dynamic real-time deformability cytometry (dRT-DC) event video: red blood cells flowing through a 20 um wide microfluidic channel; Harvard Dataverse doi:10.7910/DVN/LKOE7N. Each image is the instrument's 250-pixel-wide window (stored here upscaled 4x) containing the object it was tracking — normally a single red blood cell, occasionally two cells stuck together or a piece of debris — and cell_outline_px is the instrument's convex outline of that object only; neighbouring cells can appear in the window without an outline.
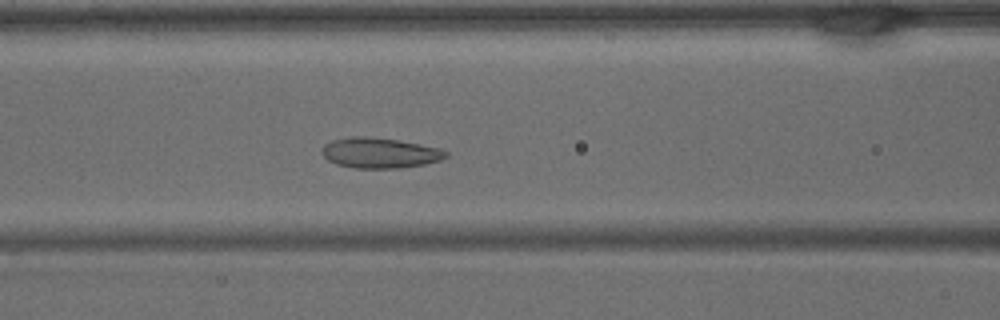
{"species": "common noctule bat (a hibernating species)", "species_latin": "Nyctalus noctula", "temperature_condition": "warm", "stored_images_in_passage": 40, "camera_frame_rate_fps": 3000, "um_per_image_px": 0.085, "animal": {"sex": "male", "body_mass_g": 15.6}, "frame": {"image": 1, "passage_image": 16, "time_ms": 5.0, "image_size_px": [1000, 320], "cell_outline_px": [[448, 156], [440, 160], [424, 164], [400, 168], [356, 168], [336, 164], [328, 160], [320, 152], [324, 144], [332, 140], [352, 136], [364, 136], [400, 140], [440, 148], [448, 152]], "centroid_in_image_um": [32.27, 12.99], "position_along_channel_um": 134.3, "area_um2": 22.02}}
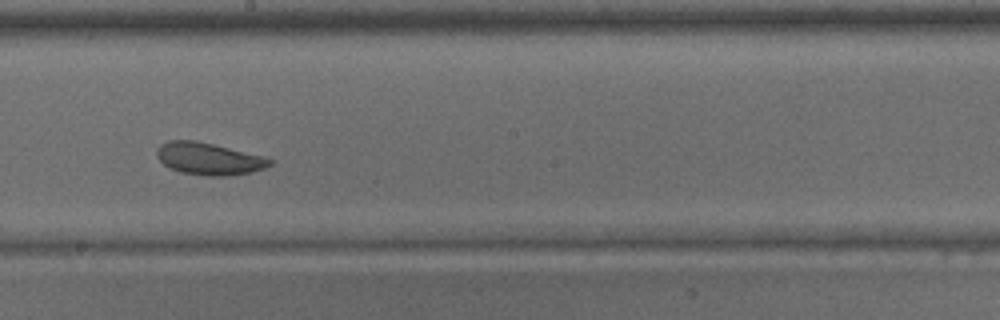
{"frame": {"image": 2, "passage_image": 22, "time_ms": 7.0, "image_size_px": [1000, 320], "cell_outline_px": [[272, 164], [264, 168], [252, 172], [224, 176], [208, 176], [180, 172], [164, 164], [156, 156], [156, 148], [160, 144], [168, 140], [196, 140], [264, 156], [272, 160]], "centroid_in_image_um": [17.73, 13.48], "position_along_channel_um": 230.5, "area_um2": 21.15}}
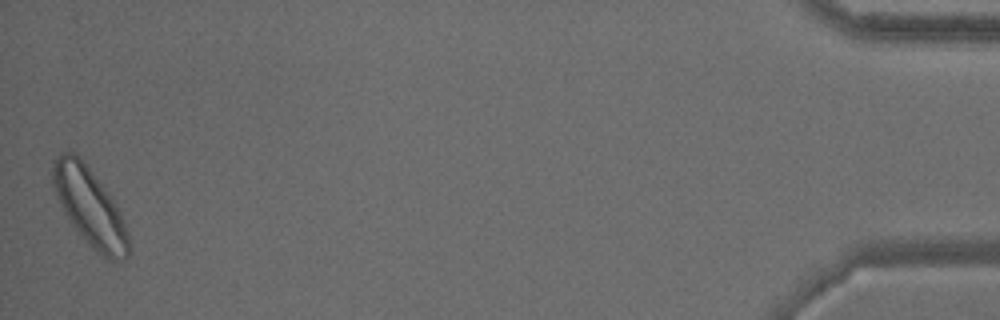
{"frame": {"image": 3, "passage_image": 40, "time_ms": 13.0, "image_size_px": [1000, 320], "cell_outline_px": [[128, 256], [124, 260], [108, 260], [92, 248], [80, 236], [72, 224], [52, 184], [52, 160], [60, 152], [68, 148], [88, 168], [112, 196], [124, 220], [128, 236]], "centroid_in_image_um": [7.63, 17.58], "position_along_channel_um": 427.6, "area_um2": 33.93}}